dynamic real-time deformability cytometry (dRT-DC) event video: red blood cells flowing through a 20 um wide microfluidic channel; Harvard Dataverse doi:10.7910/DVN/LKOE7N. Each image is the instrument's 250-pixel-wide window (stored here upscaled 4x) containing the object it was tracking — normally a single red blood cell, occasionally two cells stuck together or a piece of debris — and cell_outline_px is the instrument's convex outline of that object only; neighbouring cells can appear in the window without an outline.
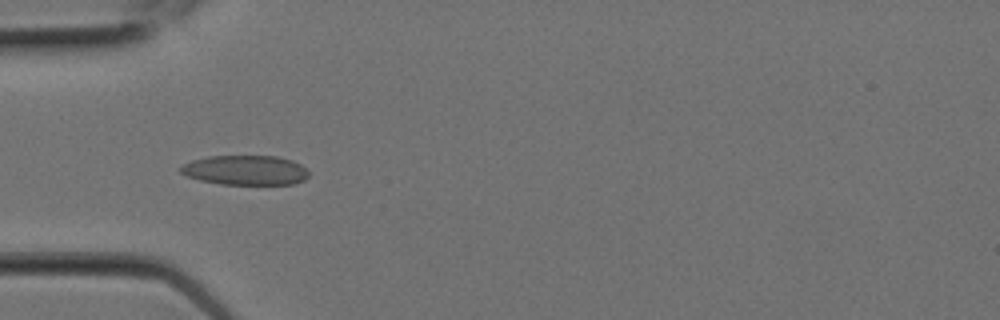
{"species": "Egyptian fruit bat (a non-hibernating species)", "species_latin": "Rousettus aegyptiacus", "temperature_condition": "room temperature", "stored_images_in_passage": 7, "camera_frame_rate_fps": 3000, "um_per_image_px": 0.085, "animal": {"sex": "female"}, "frame": {"image": 1, "passage_image": 6, "time_ms": 1.667, "image_size_px": [1000, 320], "cell_outline_px": [[308, 176], [304, 180], [292, 184], [220, 184], [200, 180], [188, 176], [180, 172], [180, 168], [184, 164], [192, 160], [208, 156], [276, 156], [292, 160], [300, 164], [308, 172]], "centroid_in_image_um": [20.86, 14.46], "position_along_channel_um": 64.1, "area_um2": 22.02}}
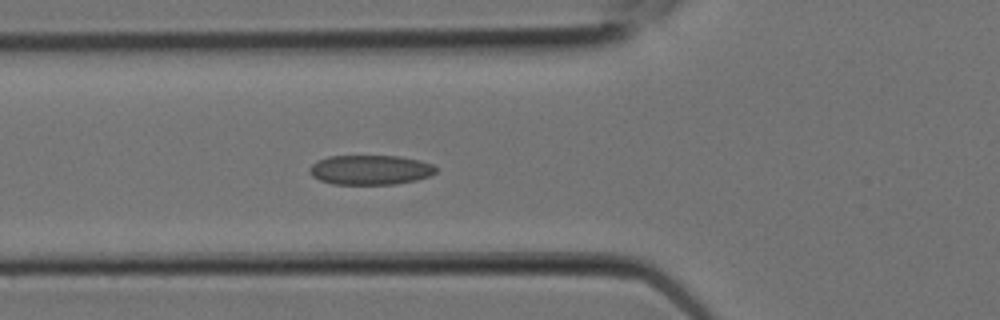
{"frame": {"image": 2, "passage_image": 7, "time_ms": 2.0, "image_size_px": [1000, 320], "cell_outline_px": [[436, 172], [428, 176], [416, 180], [392, 184], [332, 184], [320, 180], [312, 176], [308, 172], [308, 168], [316, 160], [328, 156], [400, 156], [420, 160], [432, 164], [436, 168]], "centroid_in_image_um": [31.43, 14.43], "position_along_channel_um": 94.4, "area_um2": 21.91}}